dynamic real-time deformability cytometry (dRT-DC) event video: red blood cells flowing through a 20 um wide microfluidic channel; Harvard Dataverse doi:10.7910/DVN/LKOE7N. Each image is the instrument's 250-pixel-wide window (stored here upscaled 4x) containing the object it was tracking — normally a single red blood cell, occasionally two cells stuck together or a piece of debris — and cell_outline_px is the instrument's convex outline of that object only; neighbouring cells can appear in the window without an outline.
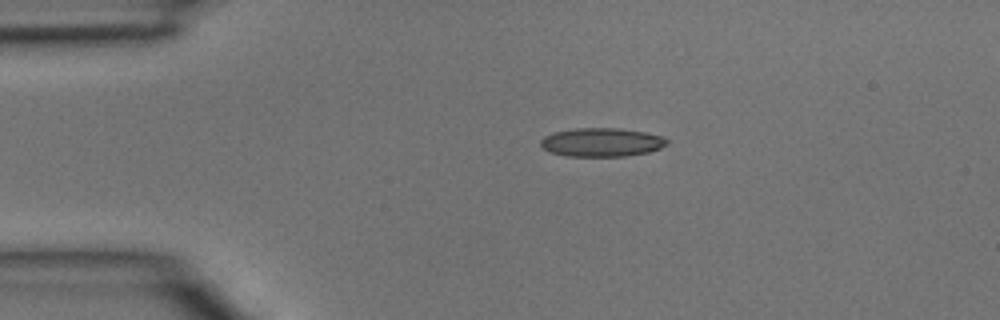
{"species": "common noctule bat (a hibernating species)", "species_latin": "Nyctalus noctula", "temperature_condition": "room temperature", "stored_images_in_passage": 3, "camera_frame_rate_fps": 3000, "um_per_image_px": 0.085, "animal": {"sex": "male", "body_mass_g": 15.6}, "frame": {"image": 1, "passage_image": 1, "time_ms": 0.0, "image_size_px": [1000, 320], "cell_outline_px": [[668, 144], [660, 148], [648, 152], [628, 156], [568, 156], [552, 152], [544, 148], [540, 144], [540, 140], [544, 136], [556, 132], [576, 128], [620, 128], [644, 132], [664, 136], [668, 140]], "centroid_in_image_um": [51.18, 12.09], "position_along_channel_um": 33.8, "area_um2": 21.04}}